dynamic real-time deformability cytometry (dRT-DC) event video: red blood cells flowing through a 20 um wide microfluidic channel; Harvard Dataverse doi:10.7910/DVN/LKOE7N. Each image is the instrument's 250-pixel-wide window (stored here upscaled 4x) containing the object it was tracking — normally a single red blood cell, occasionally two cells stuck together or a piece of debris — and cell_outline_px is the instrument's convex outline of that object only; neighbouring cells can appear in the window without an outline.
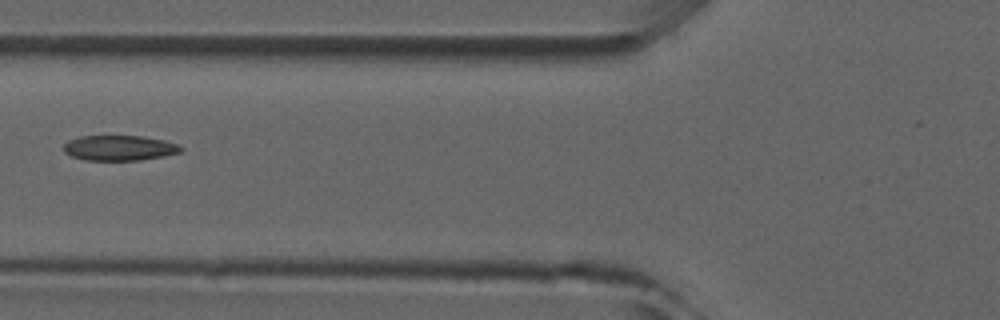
{"species": "common noctule bat (a hibernating species)", "species_latin": "Nyctalus noctula", "temperature_condition": "room temperature", "stored_images_in_passage": 5, "camera_frame_rate_fps": 3000, "um_per_image_px": 0.085, "animal": {"sex": "male", "forearm_length_mm": 52.5}, "frame": {"image": 1, "passage_image": 4, "time_ms": 3.333, "image_size_px": [1000, 320], "cell_outline_px": [[184, 148], [180, 152], [164, 156], [140, 160], [84, 160], [72, 156], [64, 152], [64, 144], [68, 140], [80, 136], [140, 136], [164, 140], [176, 144]], "centroid_in_image_um": [10.13, 12.57], "position_along_channel_um": 115.7, "area_um2": 17.17}}
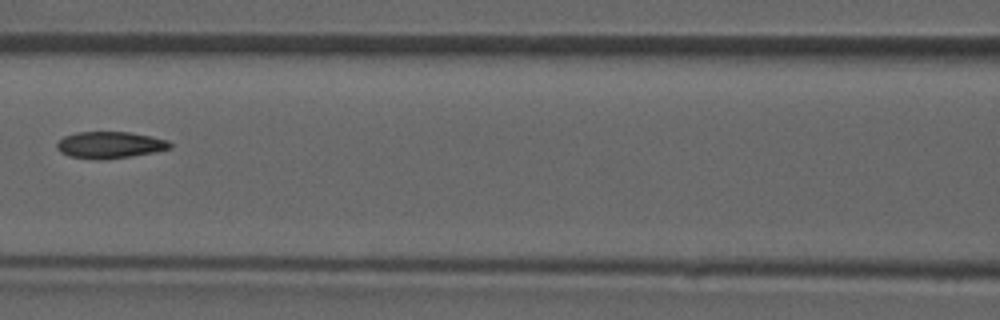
{"frame": {"image": 2, "passage_image": 5, "time_ms": 4.333, "image_size_px": [1000, 320], "cell_outline_px": [[172, 148], [132, 156], [104, 160], [96, 160], [68, 156], [60, 152], [56, 148], [56, 144], [64, 136], [76, 132], [128, 132], [168, 140], [172, 144]], "centroid_in_image_um": [9.3, 12.33], "position_along_channel_um": 157.3, "area_um2": 17.63}}